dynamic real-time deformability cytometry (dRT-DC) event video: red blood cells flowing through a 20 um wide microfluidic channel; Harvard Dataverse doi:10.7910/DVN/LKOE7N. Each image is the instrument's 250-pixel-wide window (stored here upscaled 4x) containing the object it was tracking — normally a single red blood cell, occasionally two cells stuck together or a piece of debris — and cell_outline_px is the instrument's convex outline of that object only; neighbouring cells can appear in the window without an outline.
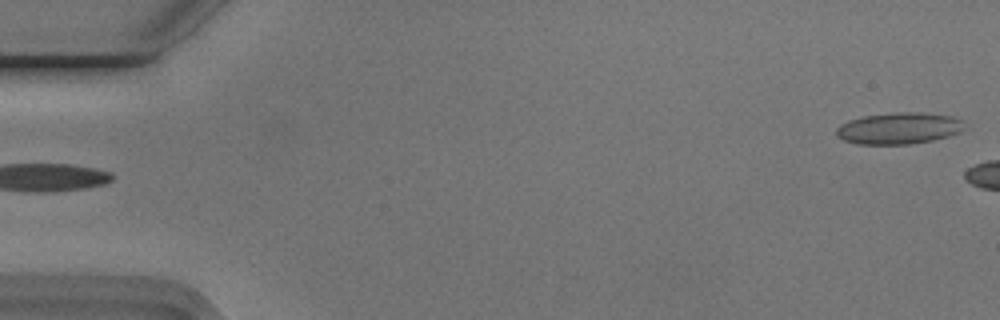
{"species": "Egyptian fruit bat (a non-hibernating species)", "species_latin": "Rousettus aegyptiacus", "temperature_condition": "cold", "stored_images_in_passage": 8, "camera_frame_rate_fps": 3000, "um_per_image_px": 0.085, "animal": {"sex": "male"}, "frame": {"image": 1, "passage_image": 1, "time_ms": 0.0, "image_size_px": [1000, 320], "cell_outline_px": [[960, 132], [948, 136], [932, 140], [908, 144], [856, 144], [844, 140], [836, 136], [836, 128], [840, 124], [848, 120], [864, 116], [896, 112], [920, 112], [952, 116], [960, 120]], "centroid_in_image_um": [76.32, 10.9], "position_along_channel_um": 8.7, "area_um2": 23.29}}